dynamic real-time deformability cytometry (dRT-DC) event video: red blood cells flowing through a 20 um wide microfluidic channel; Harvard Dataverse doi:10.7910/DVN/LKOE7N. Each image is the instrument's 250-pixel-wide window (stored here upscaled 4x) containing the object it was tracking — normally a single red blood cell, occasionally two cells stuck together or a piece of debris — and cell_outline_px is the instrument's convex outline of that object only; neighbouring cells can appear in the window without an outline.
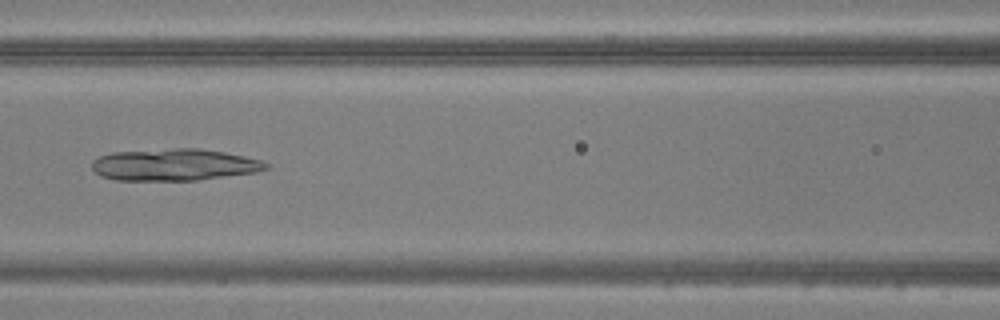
{"species": "common noctule bat (a hibernating species)", "species_latin": "Nyctalus noctula", "temperature_condition": "warm", "stored_images_in_passage": 49, "camera_frame_rate_fps": 3000, "um_per_image_px": 0.085, "animal": {"sex": "male", "body_mass_g": 20.5, "forearm_length_mm": 52.5}, "frame": {"image": 1, "passage_image": 22, "time_ms": 7.0, "image_size_px": [1000, 320], "cell_outline_px": [[272, 168], [256, 172], [196, 180], [116, 180], [100, 176], [92, 168], [92, 160], [100, 156], [112, 152], [176, 148], [200, 148], [224, 152], [244, 156], [260, 160], [268, 164]], "centroid_in_image_um": [14.82, 14.0], "position_along_channel_um": 151.8, "area_um2": 32.31}}
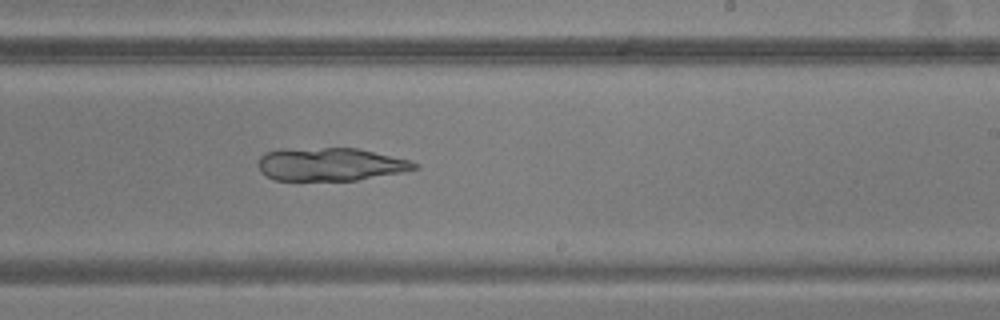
{"frame": {"image": 2, "passage_image": 30, "time_ms": 9.667, "image_size_px": [1000, 320], "cell_outline_px": [[420, 168], [400, 172], [356, 180], [276, 180], [260, 172], [260, 156], [264, 152], [280, 148], [356, 148], [408, 160], [420, 164]], "centroid_in_image_um": [28.05, 13.95], "position_along_channel_um": 261.0, "area_um2": 29.94}}
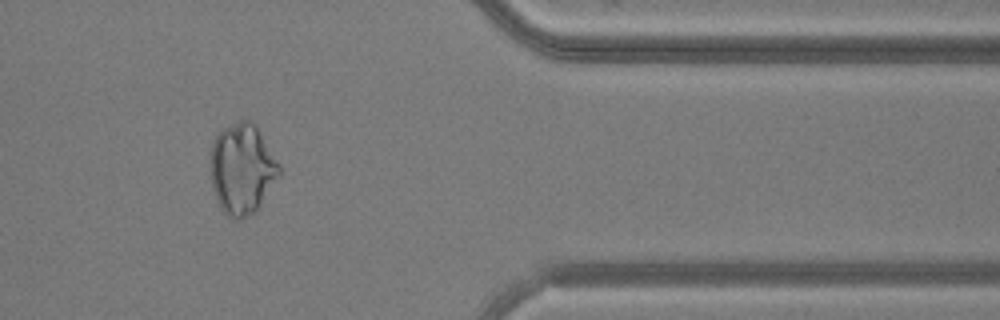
{"frame": {"image": 3, "passage_image": 41, "time_ms": 13.333, "image_size_px": [1000, 320], "cell_outline_px": [[280, 176], [256, 212], [240, 220], [236, 220], [228, 216], [220, 208], [216, 200], [212, 188], [212, 140], [224, 128], [240, 120], [252, 120], [256, 124], [280, 164]], "centroid_in_image_um": [20.61, 14.38], "position_along_channel_um": 390.8, "area_um2": 36.47}}